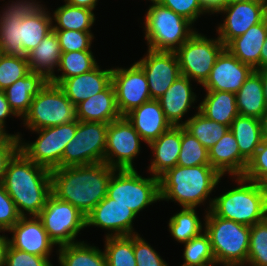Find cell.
Returning <instances> with one entry per match:
<instances>
[{
  "label": "cell",
  "instance_id": "19",
  "mask_svg": "<svg viewBox=\"0 0 267 266\" xmlns=\"http://www.w3.org/2000/svg\"><path fill=\"white\" fill-rule=\"evenodd\" d=\"M254 69L242 63L226 48L217 57L209 78L202 85L205 90L237 93Z\"/></svg>",
  "mask_w": 267,
  "mask_h": 266
},
{
  "label": "cell",
  "instance_id": "48",
  "mask_svg": "<svg viewBox=\"0 0 267 266\" xmlns=\"http://www.w3.org/2000/svg\"><path fill=\"white\" fill-rule=\"evenodd\" d=\"M5 266H53L49 257H40L25 251L12 248L10 245L6 254Z\"/></svg>",
  "mask_w": 267,
  "mask_h": 266
},
{
  "label": "cell",
  "instance_id": "16",
  "mask_svg": "<svg viewBox=\"0 0 267 266\" xmlns=\"http://www.w3.org/2000/svg\"><path fill=\"white\" fill-rule=\"evenodd\" d=\"M267 0H251L225 5L218 13L226 14L217 28L218 38L226 46L232 39L244 34L251 26L266 18Z\"/></svg>",
  "mask_w": 267,
  "mask_h": 266
},
{
  "label": "cell",
  "instance_id": "15",
  "mask_svg": "<svg viewBox=\"0 0 267 266\" xmlns=\"http://www.w3.org/2000/svg\"><path fill=\"white\" fill-rule=\"evenodd\" d=\"M112 83L116 93V104L121 116L151 100L147 78L135 62L129 68H112Z\"/></svg>",
  "mask_w": 267,
  "mask_h": 266
},
{
  "label": "cell",
  "instance_id": "5",
  "mask_svg": "<svg viewBox=\"0 0 267 266\" xmlns=\"http://www.w3.org/2000/svg\"><path fill=\"white\" fill-rule=\"evenodd\" d=\"M233 178L237 187L210 198L207 211L249 227L264 220L267 217V199L260 184L243 176Z\"/></svg>",
  "mask_w": 267,
  "mask_h": 266
},
{
  "label": "cell",
  "instance_id": "58",
  "mask_svg": "<svg viewBox=\"0 0 267 266\" xmlns=\"http://www.w3.org/2000/svg\"><path fill=\"white\" fill-rule=\"evenodd\" d=\"M248 1H251V0H225V5L239 3V2H248Z\"/></svg>",
  "mask_w": 267,
  "mask_h": 266
},
{
  "label": "cell",
  "instance_id": "6",
  "mask_svg": "<svg viewBox=\"0 0 267 266\" xmlns=\"http://www.w3.org/2000/svg\"><path fill=\"white\" fill-rule=\"evenodd\" d=\"M205 213L204 232L210 239L215 262L226 266H246L250 227L220 218L211 210Z\"/></svg>",
  "mask_w": 267,
  "mask_h": 266
},
{
  "label": "cell",
  "instance_id": "9",
  "mask_svg": "<svg viewBox=\"0 0 267 266\" xmlns=\"http://www.w3.org/2000/svg\"><path fill=\"white\" fill-rule=\"evenodd\" d=\"M23 124L29 130H38L77 120L76 106L56 84L48 82L32 99Z\"/></svg>",
  "mask_w": 267,
  "mask_h": 266
},
{
  "label": "cell",
  "instance_id": "26",
  "mask_svg": "<svg viewBox=\"0 0 267 266\" xmlns=\"http://www.w3.org/2000/svg\"><path fill=\"white\" fill-rule=\"evenodd\" d=\"M154 159L149 166L150 175L160 177L168 169L177 165L181 149V126H172L148 145Z\"/></svg>",
  "mask_w": 267,
  "mask_h": 266
},
{
  "label": "cell",
  "instance_id": "56",
  "mask_svg": "<svg viewBox=\"0 0 267 266\" xmlns=\"http://www.w3.org/2000/svg\"><path fill=\"white\" fill-rule=\"evenodd\" d=\"M261 127H262V134L263 138L267 135V110L261 117Z\"/></svg>",
  "mask_w": 267,
  "mask_h": 266
},
{
  "label": "cell",
  "instance_id": "23",
  "mask_svg": "<svg viewBox=\"0 0 267 266\" xmlns=\"http://www.w3.org/2000/svg\"><path fill=\"white\" fill-rule=\"evenodd\" d=\"M191 80L180 75L165 93L157 100L162 107L166 119L172 126H183L182 118L188 113L192 103L196 101V94L192 91ZM181 122V123H180Z\"/></svg>",
  "mask_w": 267,
  "mask_h": 266
},
{
  "label": "cell",
  "instance_id": "13",
  "mask_svg": "<svg viewBox=\"0 0 267 266\" xmlns=\"http://www.w3.org/2000/svg\"><path fill=\"white\" fill-rule=\"evenodd\" d=\"M37 217L58 247L79 242L75 238L86 227L85 215L71 203L59 200L53 194Z\"/></svg>",
  "mask_w": 267,
  "mask_h": 266
},
{
  "label": "cell",
  "instance_id": "14",
  "mask_svg": "<svg viewBox=\"0 0 267 266\" xmlns=\"http://www.w3.org/2000/svg\"><path fill=\"white\" fill-rule=\"evenodd\" d=\"M143 139L125 116L108 124L104 163L114 169H135Z\"/></svg>",
  "mask_w": 267,
  "mask_h": 266
},
{
  "label": "cell",
  "instance_id": "51",
  "mask_svg": "<svg viewBox=\"0 0 267 266\" xmlns=\"http://www.w3.org/2000/svg\"><path fill=\"white\" fill-rule=\"evenodd\" d=\"M200 2L208 14L218 13L225 6V0H200Z\"/></svg>",
  "mask_w": 267,
  "mask_h": 266
},
{
  "label": "cell",
  "instance_id": "36",
  "mask_svg": "<svg viewBox=\"0 0 267 266\" xmlns=\"http://www.w3.org/2000/svg\"><path fill=\"white\" fill-rule=\"evenodd\" d=\"M183 127L209 150L230 129L229 126L208 119L199 111L185 120Z\"/></svg>",
  "mask_w": 267,
  "mask_h": 266
},
{
  "label": "cell",
  "instance_id": "20",
  "mask_svg": "<svg viewBox=\"0 0 267 266\" xmlns=\"http://www.w3.org/2000/svg\"><path fill=\"white\" fill-rule=\"evenodd\" d=\"M12 233L9 245L40 257H50L55 243L49 238L41 220L37 216H21L8 231Z\"/></svg>",
  "mask_w": 267,
  "mask_h": 266
},
{
  "label": "cell",
  "instance_id": "3",
  "mask_svg": "<svg viewBox=\"0 0 267 266\" xmlns=\"http://www.w3.org/2000/svg\"><path fill=\"white\" fill-rule=\"evenodd\" d=\"M2 184L21 216H37L52 194L51 170L20 150L8 161Z\"/></svg>",
  "mask_w": 267,
  "mask_h": 266
},
{
  "label": "cell",
  "instance_id": "47",
  "mask_svg": "<svg viewBox=\"0 0 267 266\" xmlns=\"http://www.w3.org/2000/svg\"><path fill=\"white\" fill-rule=\"evenodd\" d=\"M267 175V144L264 142L248 161L243 177L259 183Z\"/></svg>",
  "mask_w": 267,
  "mask_h": 266
},
{
  "label": "cell",
  "instance_id": "38",
  "mask_svg": "<svg viewBox=\"0 0 267 266\" xmlns=\"http://www.w3.org/2000/svg\"><path fill=\"white\" fill-rule=\"evenodd\" d=\"M104 254L107 266H137L133 251V235L107 236Z\"/></svg>",
  "mask_w": 267,
  "mask_h": 266
},
{
  "label": "cell",
  "instance_id": "49",
  "mask_svg": "<svg viewBox=\"0 0 267 266\" xmlns=\"http://www.w3.org/2000/svg\"><path fill=\"white\" fill-rule=\"evenodd\" d=\"M21 134L16 133L8 134L0 142V183L3 181V177L6 171L8 161L19 150V137Z\"/></svg>",
  "mask_w": 267,
  "mask_h": 266
},
{
  "label": "cell",
  "instance_id": "40",
  "mask_svg": "<svg viewBox=\"0 0 267 266\" xmlns=\"http://www.w3.org/2000/svg\"><path fill=\"white\" fill-rule=\"evenodd\" d=\"M181 266H209L216 263L208 235L203 233L184 243Z\"/></svg>",
  "mask_w": 267,
  "mask_h": 266
},
{
  "label": "cell",
  "instance_id": "28",
  "mask_svg": "<svg viewBox=\"0 0 267 266\" xmlns=\"http://www.w3.org/2000/svg\"><path fill=\"white\" fill-rule=\"evenodd\" d=\"M49 80L42 74L30 71L4 90L9 106L22 117L28 112L32 99L45 87Z\"/></svg>",
  "mask_w": 267,
  "mask_h": 266
},
{
  "label": "cell",
  "instance_id": "62",
  "mask_svg": "<svg viewBox=\"0 0 267 266\" xmlns=\"http://www.w3.org/2000/svg\"><path fill=\"white\" fill-rule=\"evenodd\" d=\"M151 2H158L159 0H150Z\"/></svg>",
  "mask_w": 267,
  "mask_h": 266
},
{
  "label": "cell",
  "instance_id": "41",
  "mask_svg": "<svg viewBox=\"0 0 267 266\" xmlns=\"http://www.w3.org/2000/svg\"><path fill=\"white\" fill-rule=\"evenodd\" d=\"M249 241L246 265L267 266V217L250 226Z\"/></svg>",
  "mask_w": 267,
  "mask_h": 266
},
{
  "label": "cell",
  "instance_id": "43",
  "mask_svg": "<svg viewBox=\"0 0 267 266\" xmlns=\"http://www.w3.org/2000/svg\"><path fill=\"white\" fill-rule=\"evenodd\" d=\"M61 46L62 52L91 50L94 36L92 32L76 30H54Z\"/></svg>",
  "mask_w": 267,
  "mask_h": 266
},
{
  "label": "cell",
  "instance_id": "45",
  "mask_svg": "<svg viewBox=\"0 0 267 266\" xmlns=\"http://www.w3.org/2000/svg\"><path fill=\"white\" fill-rule=\"evenodd\" d=\"M158 2L184 17L193 25L200 15L207 13L202 7L200 0H159Z\"/></svg>",
  "mask_w": 267,
  "mask_h": 266
},
{
  "label": "cell",
  "instance_id": "59",
  "mask_svg": "<svg viewBox=\"0 0 267 266\" xmlns=\"http://www.w3.org/2000/svg\"><path fill=\"white\" fill-rule=\"evenodd\" d=\"M8 135V133L4 132L1 128H0V142Z\"/></svg>",
  "mask_w": 267,
  "mask_h": 266
},
{
  "label": "cell",
  "instance_id": "24",
  "mask_svg": "<svg viewBox=\"0 0 267 266\" xmlns=\"http://www.w3.org/2000/svg\"><path fill=\"white\" fill-rule=\"evenodd\" d=\"M210 165L221 175L243 176L248 161L240 154L236 138L229 129L217 143L208 150Z\"/></svg>",
  "mask_w": 267,
  "mask_h": 266
},
{
  "label": "cell",
  "instance_id": "61",
  "mask_svg": "<svg viewBox=\"0 0 267 266\" xmlns=\"http://www.w3.org/2000/svg\"><path fill=\"white\" fill-rule=\"evenodd\" d=\"M218 264L217 263H214V264H211L209 266H217ZM223 266H226V265H223Z\"/></svg>",
  "mask_w": 267,
  "mask_h": 266
},
{
  "label": "cell",
  "instance_id": "29",
  "mask_svg": "<svg viewBox=\"0 0 267 266\" xmlns=\"http://www.w3.org/2000/svg\"><path fill=\"white\" fill-rule=\"evenodd\" d=\"M61 53L59 39L52 30L27 54L30 71L40 73L50 80L55 75L54 69L60 65Z\"/></svg>",
  "mask_w": 267,
  "mask_h": 266
},
{
  "label": "cell",
  "instance_id": "37",
  "mask_svg": "<svg viewBox=\"0 0 267 266\" xmlns=\"http://www.w3.org/2000/svg\"><path fill=\"white\" fill-rule=\"evenodd\" d=\"M195 209L182 207L179 213H176L170 218L168 228L177 242L183 244L203 233L202 231L205 229L203 227L205 226L199 219Z\"/></svg>",
  "mask_w": 267,
  "mask_h": 266
},
{
  "label": "cell",
  "instance_id": "44",
  "mask_svg": "<svg viewBox=\"0 0 267 266\" xmlns=\"http://www.w3.org/2000/svg\"><path fill=\"white\" fill-rule=\"evenodd\" d=\"M133 251L137 266H169L139 234L133 235Z\"/></svg>",
  "mask_w": 267,
  "mask_h": 266
},
{
  "label": "cell",
  "instance_id": "55",
  "mask_svg": "<svg viewBox=\"0 0 267 266\" xmlns=\"http://www.w3.org/2000/svg\"><path fill=\"white\" fill-rule=\"evenodd\" d=\"M261 74L263 90H264V98L267 105V67L263 69L257 70Z\"/></svg>",
  "mask_w": 267,
  "mask_h": 266
},
{
  "label": "cell",
  "instance_id": "50",
  "mask_svg": "<svg viewBox=\"0 0 267 266\" xmlns=\"http://www.w3.org/2000/svg\"><path fill=\"white\" fill-rule=\"evenodd\" d=\"M17 116L8 104L4 90H0V128L5 131V119L9 116Z\"/></svg>",
  "mask_w": 267,
  "mask_h": 266
},
{
  "label": "cell",
  "instance_id": "34",
  "mask_svg": "<svg viewBox=\"0 0 267 266\" xmlns=\"http://www.w3.org/2000/svg\"><path fill=\"white\" fill-rule=\"evenodd\" d=\"M52 22L57 24L53 25V30H76L82 32H91V27L95 22V15L93 10L65 5L58 7L52 16Z\"/></svg>",
  "mask_w": 267,
  "mask_h": 266
},
{
  "label": "cell",
  "instance_id": "31",
  "mask_svg": "<svg viewBox=\"0 0 267 266\" xmlns=\"http://www.w3.org/2000/svg\"><path fill=\"white\" fill-rule=\"evenodd\" d=\"M238 113L261 119L267 110L261 74L254 70L236 93Z\"/></svg>",
  "mask_w": 267,
  "mask_h": 266
},
{
  "label": "cell",
  "instance_id": "8",
  "mask_svg": "<svg viewBox=\"0 0 267 266\" xmlns=\"http://www.w3.org/2000/svg\"><path fill=\"white\" fill-rule=\"evenodd\" d=\"M142 177L135 169H116L108 184L107 196L136 214L160 201L159 177Z\"/></svg>",
  "mask_w": 267,
  "mask_h": 266
},
{
  "label": "cell",
  "instance_id": "46",
  "mask_svg": "<svg viewBox=\"0 0 267 266\" xmlns=\"http://www.w3.org/2000/svg\"><path fill=\"white\" fill-rule=\"evenodd\" d=\"M20 218L14 201L0 183V232H8Z\"/></svg>",
  "mask_w": 267,
  "mask_h": 266
},
{
  "label": "cell",
  "instance_id": "30",
  "mask_svg": "<svg viewBox=\"0 0 267 266\" xmlns=\"http://www.w3.org/2000/svg\"><path fill=\"white\" fill-rule=\"evenodd\" d=\"M197 108L208 119L229 127L239 115L236 94L232 92L206 90V95Z\"/></svg>",
  "mask_w": 267,
  "mask_h": 266
},
{
  "label": "cell",
  "instance_id": "10",
  "mask_svg": "<svg viewBox=\"0 0 267 266\" xmlns=\"http://www.w3.org/2000/svg\"><path fill=\"white\" fill-rule=\"evenodd\" d=\"M77 120L53 127L30 130L39 134L34 142H25L19 137V150L35 164L49 170L61 168L65 146L74 138Z\"/></svg>",
  "mask_w": 267,
  "mask_h": 266
},
{
  "label": "cell",
  "instance_id": "60",
  "mask_svg": "<svg viewBox=\"0 0 267 266\" xmlns=\"http://www.w3.org/2000/svg\"><path fill=\"white\" fill-rule=\"evenodd\" d=\"M263 142L267 144V135L263 138Z\"/></svg>",
  "mask_w": 267,
  "mask_h": 266
},
{
  "label": "cell",
  "instance_id": "39",
  "mask_svg": "<svg viewBox=\"0 0 267 266\" xmlns=\"http://www.w3.org/2000/svg\"><path fill=\"white\" fill-rule=\"evenodd\" d=\"M177 165L182 167L210 165L208 150L183 126H181V149Z\"/></svg>",
  "mask_w": 267,
  "mask_h": 266
},
{
  "label": "cell",
  "instance_id": "35",
  "mask_svg": "<svg viewBox=\"0 0 267 266\" xmlns=\"http://www.w3.org/2000/svg\"><path fill=\"white\" fill-rule=\"evenodd\" d=\"M98 63L91 50L62 52L58 72L61 75H54L49 82L59 85L64 79L87 73L94 69Z\"/></svg>",
  "mask_w": 267,
  "mask_h": 266
},
{
  "label": "cell",
  "instance_id": "21",
  "mask_svg": "<svg viewBox=\"0 0 267 266\" xmlns=\"http://www.w3.org/2000/svg\"><path fill=\"white\" fill-rule=\"evenodd\" d=\"M146 144L168 131L172 125L166 119L158 100L151 99L125 115Z\"/></svg>",
  "mask_w": 267,
  "mask_h": 266
},
{
  "label": "cell",
  "instance_id": "25",
  "mask_svg": "<svg viewBox=\"0 0 267 266\" xmlns=\"http://www.w3.org/2000/svg\"><path fill=\"white\" fill-rule=\"evenodd\" d=\"M121 117L116 104L113 83L105 90L76 105V118L78 121L109 124Z\"/></svg>",
  "mask_w": 267,
  "mask_h": 266
},
{
  "label": "cell",
  "instance_id": "54",
  "mask_svg": "<svg viewBox=\"0 0 267 266\" xmlns=\"http://www.w3.org/2000/svg\"><path fill=\"white\" fill-rule=\"evenodd\" d=\"M267 67V37L260 52V69Z\"/></svg>",
  "mask_w": 267,
  "mask_h": 266
},
{
  "label": "cell",
  "instance_id": "33",
  "mask_svg": "<svg viewBox=\"0 0 267 266\" xmlns=\"http://www.w3.org/2000/svg\"><path fill=\"white\" fill-rule=\"evenodd\" d=\"M58 248L60 266H107L104 251L84 241Z\"/></svg>",
  "mask_w": 267,
  "mask_h": 266
},
{
  "label": "cell",
  "instance_id": "12",
  "mask_svg": "<svg viewBox=\"0 0 267 266\" xmlns=\"http://www.w3.org/2000/svg\"><path fill=\"white\" fill-rule=\"evenodd\" d=\"M107 128V123L77 120V130L65 146L61 168L104 162Z\"/></svg>",
  "mask_w": 267,
  "mask_h": 266
},
{
  "label": "cell",
  "instance_id": "7",
  "mask_svg": "<svg viewBox=\"0 0 267 266\" xmlns=\"http://www.w3.org/2000/svg\"><path fill=\"white\" fill-rule=\"evenodd\" d=\"M145 16L144 36L152 51L176 52L196 32L190 21L159 2H152Z\"/></svg>",
  "mask_w": 267,
  "mask_h": 266
},
{
  "label": "cell",
  "instance_id": "53",
  "mask_svg": "<svg viewBox=\"0 0 267 266\" xmlns=\"http://www.w3.org/2000/svg\"><path fill=\"white\" fill-rule=\"evenodd\" d=\"M9 247V239L5 235H0V266L6 264V254Z\"/></svg>",
  "mask_w": 267,
  "mask_h": 266
},
{
  "label": "cell",
  "instance_id": "57",
  "mask_svg": "<svg viewBox=\"0 0 267 266\" xmlns=\"http://www.w3.org/2000/svg\"><path fill=\"white\" fill-rule=\"evenodd\" d=\"M259 184L267 199V175L259 182Z\"/></svg>",
  "mask_w": 267,
  "mask_h": 266
},
{
  "label": "cell",
  "instance_id": "11",
  "mask_svg": "<svg viewBox=\"0 0 267 266\" xmlns=\"http://www.w3.org/2000/svg\"><path fill=\"white\" fill-rule=\"evenodd\" d=\"M225 45L217 37L208 39L196 31L175 53L181 75L203 85Z\"/></svg>",
  "mask_w": 267,
  "mask_h": 266
},
{
  "label": "cell",
  "instance_id": "4",
  "mask_svg": "<svg viewBox=\"0 0 267 266\" xmlns=\"http://www.w3.org/2000/svg\"><path fill=\"white\" fill-rule=\"evenodd\" d=\"M222 176L211 165H176L159 177L160 200H172L182 207L205 203Z\"/></svg>",
  "mask_w": 267,
  "mask_h": 266
},
{
  "label": "cell",
  "instance_id": "52",
  "mask_svg": "<svg viewBox=\"0 0 267 266\" xmlns=\"http://www.w3.org/2000/svg\"><path fill=\"white\" fill-rule=\"evenodd\" d=\"M67 4L94 10L98 0H64Z\"/></svg>",
  "mask_w": 267,
  "mask_h": 266
},
{
  "label": "cell",
  "instance_id": "18",
  "mask_svg": "<svg viewBox=\"0 0 267 266\" xmlns=\"http://www.w3.org/2000/svg\"><path fill=\"white\" fill-rule=\"evenodd\" d=\"M136 216L133 210L106 196L85 216L86 227L96 226L111 232L105 237L135 235L138 233L132 223Z\"/></svg>",
  "mask_w": 267,
  "mask_h": 266
},
{
  "label": "cell",
  "instance_id": "32",
  "mask_svg": "<svg viewBox=\"0 0 267 266\" xmlns=\"http://www.w3.org/2000/svg\"><path fill=\"white\" fill-rule=\"evenodd\" d=\"M230 130L236 138L240 154L249 161L263 143L261 120L238 115L232 121Z\"/></svg>",
  "mask_w": 267,
  "mask_h": 266
},
{
  "label": "cell",
  "instance_id": "42",
  "mask_svg": "<svg viewBox=\"0 0 267 266\" xmlns=\"http://www.w3.org/2000/svg\"><path fill=\"white\" fill-rule=\"evenodd\" d=\"M29 72L27 57L0 53V90H5Z\"/></svg>",
  "mask_w": 267,
  "mask_h": 266
},
{
  "label": "cell",
  "instance_id": "22",
  "mask_svg": "<svg viewBox=\"0 0 267 266\" xmlns=\"http://www.w3.org/2000/svg\"><path fill=\"white\" fill-rule=\"evenodd\" d=\"M111 83L112 68L101 70L97 65L87 73L64 79L58 86L76 106L81 101L105 90Z\"/></svg>",
  "mask_w": 267,
  "mask_h": 266
},
{
  "label": "cell",
  "instance_id": "17",
  "mask_svg": "<svg viewBox=\"0 0 267 266\" xmlns=\"http://www.w3.org/2000/svg\"><path fill=\"white\" fill-rule=\"evenodd\" d=\"M145 57L136 63L146 75L151 99L157 100L181 75L175 52L147 50Z\"/></svg>",
  "mask_w": 267,
  "mask_h": 266
},
{
  "label": "cell",
  "instance_id": "2",
  "mask_svg": "<svg viewBox=\"0 0 267 266\" xmlns=\"http://www.w3.org/2000/svg\"><path fill=\"white\" fill-rule=\"evenodd\" d=\"M115 170L104 162L52 169V194L71 203L86 216L107 196L108 184Z\"/></svg>",
  "mask_w": 267,
  "mask_h": 266
},
{
  "label": "cell",
  "instance_id": "27",
  "mask_svg": "<svg viewBox=\"0 0 267 266\" xmlns=\"http://www.w3.org/2000/svg\"><path fill=\"white\" fill-rule=\"evenodd\" d=\"M267 37V18L232 39L225 48L242 63L260 69V52Z\"/></svg>",
  "mask_w": 267,
  "mask_h": 266
},
{
  "label": "cell",
  "instance_id": "1",
  "mask_svg": "<svg viewBox=\"0 0 267 266\" xmlns=\"http://www.w3.org/2000/svg\"><path fill=\"white\" fill-rule=\"evenodd\" d=\"M38 3L16 0L7 4L0 14V53L27 57L53 30L51 13Z\"/></svg>",
  "mask_w": 267,
  "mask_h": 266
}]
</instances>
